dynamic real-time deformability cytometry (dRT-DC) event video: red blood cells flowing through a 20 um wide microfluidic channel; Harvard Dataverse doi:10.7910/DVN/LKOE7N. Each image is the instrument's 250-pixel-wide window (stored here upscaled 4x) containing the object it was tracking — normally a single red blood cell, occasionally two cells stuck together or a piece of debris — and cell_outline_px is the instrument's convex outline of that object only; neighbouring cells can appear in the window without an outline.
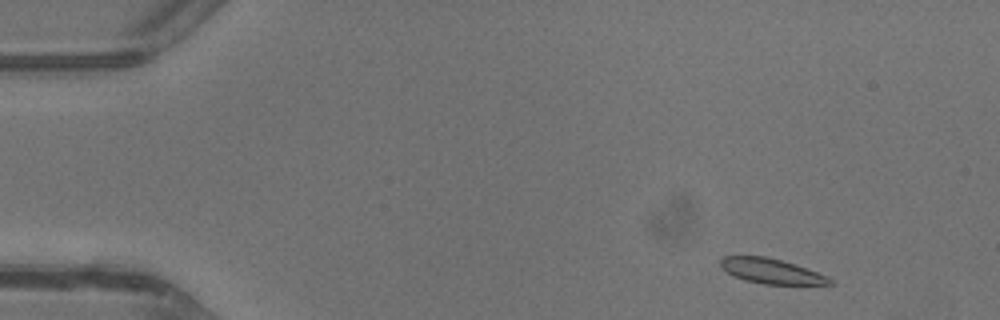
{"species": "common noctule bat (a hibernating species)", "species_latin": "Nyctalus noctula", "temperature_condition": "warm", "stored_images_in_passage": 3, "camera_frame_rate_fps": 3000, "um_per_image_px": 0.085, "animal": {"sex": "male", "body_mass_g": 13.3}, "frame": {"image": 1, "passage_image": 1, "time_ms": 0.0, "image_size_px": [1000, 320], "cell_outline_px": [[836, 284], [764, 284], [744, 280], [732, 276], [720, 264], [720, 260], [724, 256], [764, 256], [796, 264], [828, 276], [836, 280]], "centroid_in_image_um": [65.62, 23.05], "position_along_channel_um": 19.4, "area_um2": 15.95}}
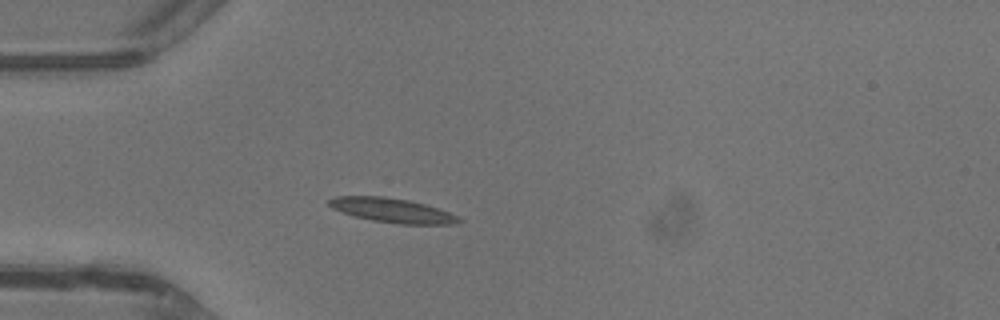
{"frame": {"image": 2, "passage_image": 3, "time_ms": 2.667, "image_size_px": [1000, 320], "cell_outline_px": [[464, 220], [452, 224], [400, 224], [372, 220], [352, 216], [332, 208], [328, 204], [328, 200], [332, 196], [384, 196], [408, 200], [424, 204], [448, 212]], "centroid_in_image_um": [33.28, 17.87], "position_along_channel_um": 51.7, "area_um2": 18.32}}